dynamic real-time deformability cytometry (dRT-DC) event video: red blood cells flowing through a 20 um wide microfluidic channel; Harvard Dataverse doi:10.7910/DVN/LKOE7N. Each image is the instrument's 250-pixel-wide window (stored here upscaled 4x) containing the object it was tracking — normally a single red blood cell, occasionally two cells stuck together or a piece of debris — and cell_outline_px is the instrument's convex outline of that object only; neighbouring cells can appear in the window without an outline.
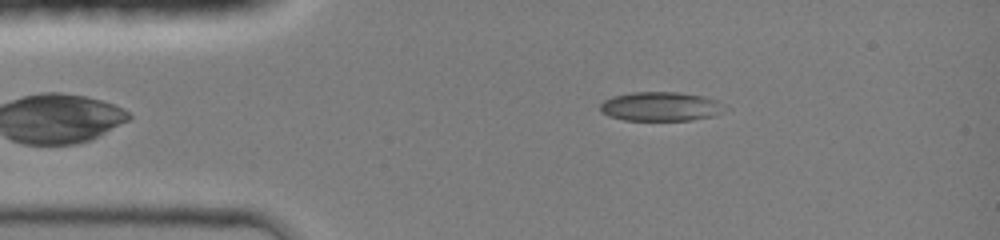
{"species": "common noctule bat (a hibernating species)", "species_latin": "Nyctalus noctula", "temperature_condition": "room temperature", "stored_images_in_passage": 31, "camera_frame_rate_fps": 3000, "um_per_image_px": 0.085, "animal": {"sex": "female", "body_mass_g": 19.0, "forearm_length_mm": 51.5}, "frame": {"image": 1, "passage_image": 1, "time_ms": 0.0, "image_size_px": [1000, 240], "cell_outline_px": [[732, 108], [716, 116], [692, 120], [624, 120], [608, 116], [600, 112], [600, 104], [604, 100], [612, 96], [632, 92], [676, 92], [704, 96], [720, 100]], "centroid_in_image_um": [56.26, 9.05], "position_along_channel_um": 28.7, "area_um2": 21.79}}
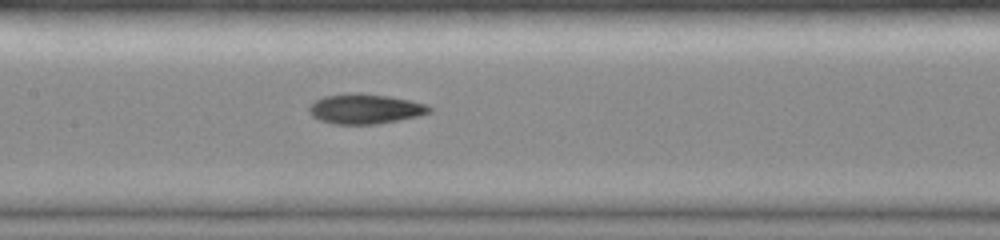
{"frame": {"image": 2, "passage_image": 14, "time_ms": 4.333, "image_size_px": [1000, 240], "cell_outline_px": [[432, 112], [420, 116], [376, 124], [332, 124], [320, 120], [312, 116], [308, 112], [308, 104], [324, 96], [352, 92], [360, 92], [388, 96], [428, 104], [432, 108]], "centroid_in_image_um": [31.02, 9.25], "position_along_channel_um": 176.4, "area_um2": 21.27}}
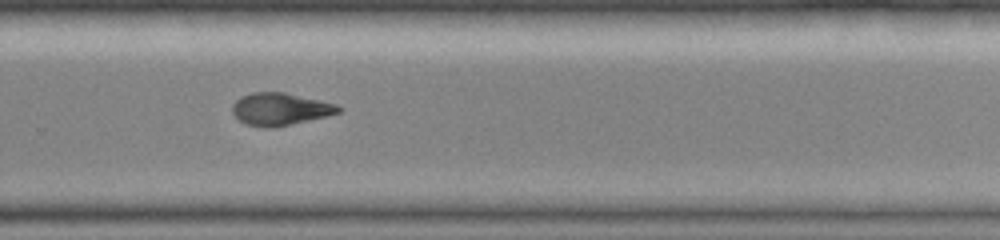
{"frame": {"image": 3, "passage_image": 23, "time_ms": 7.333, "image_size_px": [1000, 240], "cell_outline_px": [[340, 112], [308, 120], [268, 128], [264, 128], [244, 124], [232, 112], [232, 104], [240, 96], [252, 92], [284, 92], [320, 100], [336, 104], [340, 108]], "centroid_in_image_um": [23.75, 9.26], "position_along_channel_um": 306.0, "area_um2": 19.77}}